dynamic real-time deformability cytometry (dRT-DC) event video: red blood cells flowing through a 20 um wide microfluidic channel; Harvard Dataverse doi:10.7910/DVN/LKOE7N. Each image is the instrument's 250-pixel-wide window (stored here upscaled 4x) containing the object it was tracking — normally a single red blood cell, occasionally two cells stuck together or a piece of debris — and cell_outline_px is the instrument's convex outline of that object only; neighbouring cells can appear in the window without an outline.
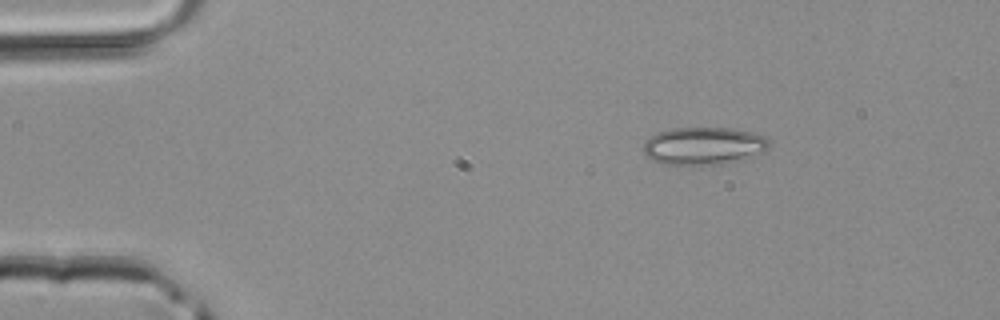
{"species": "common noctule bat (a hibernating species)", "species_latin": "Nyctalus noctula", "temperature_condition": "room temperature", "stored_images_in_passage": 3, "camera_frame_rate_fps": 3000, "um_per_image_px": 0.085, "animal": {"sex": "male", "body_mass_g": 20.4}, "frame": {"image": 1, "passage_image": 1, "time_ms": 0.0, "image_size_px": [1000, 320], "cell_outline_px": [[768, 148], [764, 152], [744, 160], [720, 164], [660, 164], [644, 156], [644, 144], [648, 136], [656, 132], [672, 128], [732, 128], [752, 132], [764, 136], [768, 140]], "centroid_in_image_um": [59.79, 12.4], "position_along_channel_um": 25.2, "area_um2": 27.86}}